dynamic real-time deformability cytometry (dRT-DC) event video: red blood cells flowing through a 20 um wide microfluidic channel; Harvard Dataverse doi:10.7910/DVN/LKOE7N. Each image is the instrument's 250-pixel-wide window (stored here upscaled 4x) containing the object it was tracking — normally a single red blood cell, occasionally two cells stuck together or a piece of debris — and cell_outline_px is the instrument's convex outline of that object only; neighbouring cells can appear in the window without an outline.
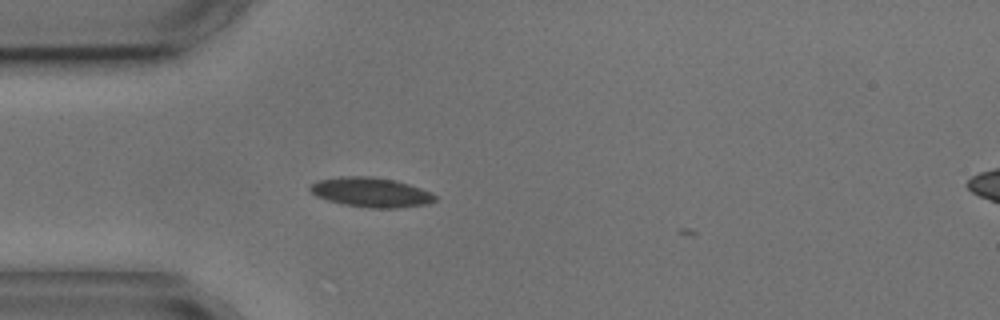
{"species": "common noctule bat (a hibernating species)", "species_latin": "Nyctalus noctula", "temperature_condition": "cold", "stored_images_in_passage": 3, "camera_frame_rate_fps": 3000, "um_per_image_px": 0.085, "animal": {"sex": "male", "body_mass_g": 17.9, "forearm_length_mm": 54.2}, "frame": {"image": 1, "passage_image": 2, "time_ms": 2.0, "image_size_px": [1000, 320], "cell_outline_px": [[436, 200], [428, 204], [396, 208], [372, 208], [344, 204], [328, 200], [316, 196], [308, 188], [312, 184], [320, 180], [340, 176], [372, 176], [396, 180], [420, 188], [436, 196]], "centroid_in_image_um": [31.53, 16.34], "position_along_channel_um": 53.5, "area_um2": 21.39}}